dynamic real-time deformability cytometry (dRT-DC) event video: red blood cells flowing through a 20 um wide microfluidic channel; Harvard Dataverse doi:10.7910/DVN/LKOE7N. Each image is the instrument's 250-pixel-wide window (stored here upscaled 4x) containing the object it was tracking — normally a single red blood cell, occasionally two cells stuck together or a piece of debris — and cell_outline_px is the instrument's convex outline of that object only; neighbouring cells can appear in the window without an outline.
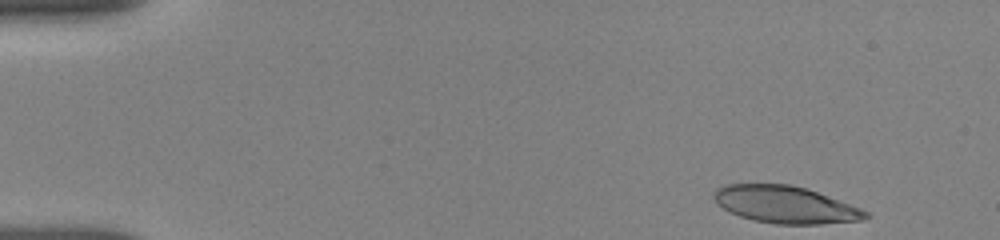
{"species": "human", "species_latin": "Homo sapiens", "temperature_condition": "room temperature", "stored_images_in_passage": 8, "camera_frame_rate_fps": 3000, "um_per_image_px": 0.085, "donor": {"sex": "female"}, "frame": {"image": 1, "passage_image": 1, "time_ms": 0.0, "image_size_px": [1000, 240], "cell_outline_px": [[872, 216], [864, 220], [820, 224], [776, 224], [752, 220], [728, 212], [716, 204], [712, 196], [712, 192], [716, 188], [724, 184], [792, 184], [816, 192], [860, 208], [868, 212]], "centroid_in_image_um": [66.69, 17.4], "position_along_channel_um": 18.3, "area_um2": 33.0}}
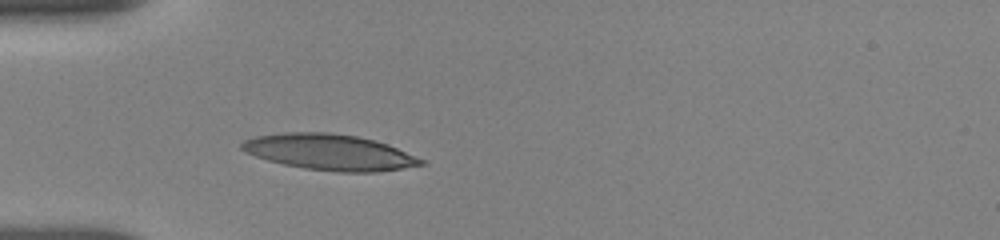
{"frame": {"image": 2, "passage_image": 5, "time_ms": 3.667, "image_size_px": [1000, 240], "cell_outline_px": [[428, 164], [376, 172], [336, 172], [304, 168], [284, 164], [268, 160], [244, 152], [240, 148], [240, 144], [244, 140], [256, 136], [284, 132], [328, 132], [356, 136], [388, 144], [424, 160]], "centroid_in_image_um": [27.99, 12.93], "position_along_channel_um": 57.0, "area_um2": 37.4}}
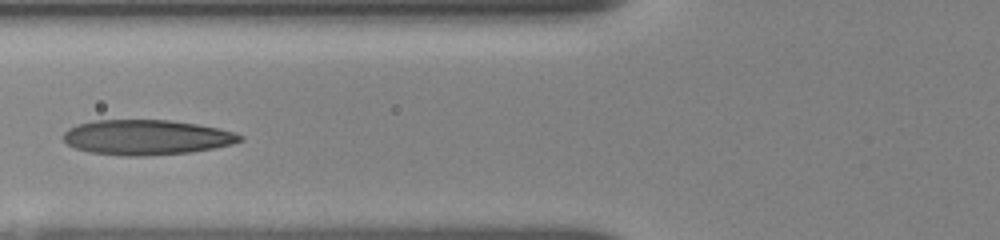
{"frame": {"image": 3, "passage_image": 7, "time_ms": 5.333, "image_size_px": [1000, 240], "cell_outline_px": [[244, 140], [232, 144], [192, 152], [144, 156], [124, 156], [88, 152], [76, 148], [68, 144], [64, 140], [64, 132], [68, 128], [76, 124], [92, 120], [168, 120], [196, 124], [236, 132], [244, 136]], "centroid_in_image_um": [12.45, 11.67], "position_along_channel_um": 113.4, "area_um2": 36.18}}